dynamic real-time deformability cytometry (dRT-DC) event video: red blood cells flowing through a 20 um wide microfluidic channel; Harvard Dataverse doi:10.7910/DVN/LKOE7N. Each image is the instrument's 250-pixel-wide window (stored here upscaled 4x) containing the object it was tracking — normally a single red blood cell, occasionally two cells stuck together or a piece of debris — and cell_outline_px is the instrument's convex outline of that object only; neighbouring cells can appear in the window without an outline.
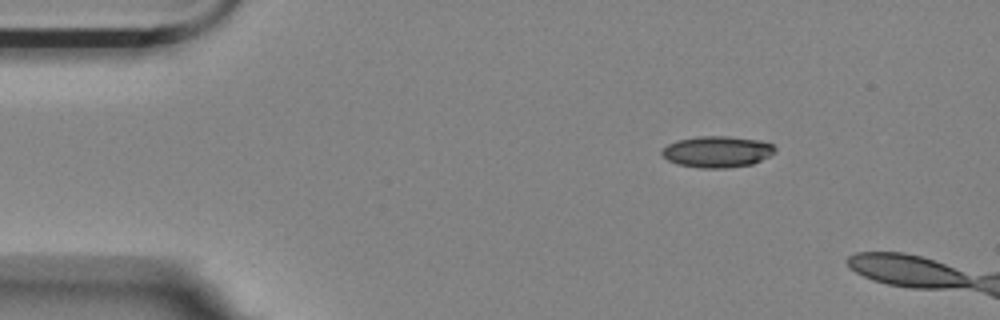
{"species": "Egyptian fruit bat (a non-hibernating species)", "species_latin": "Rousettus aegyptiacus", "temperature_condition": "room temperature", "stored_images_in_passage": 7, "camera_frame_rate_fps": 3000, "um_per_image_px": 0.085, "animal": {"sex": "female"}, "frame": {"image": 1, "passage_image": 1, "time_ms": 0.0, "image_size_px": [1000, 320], "cell_outline_px": [[776, 152], [752, 164], [728, 168], [700, 168], [676, 164], [668, 160], [660, 152], [668, 144], [676, 140], [700, 136], [728, 136], [760, 140], [772, 144], [776, 148]], "centroid_in_image_um": [60.96, 12.89], "position_along_channel_um": 24.0, "area_um2": 20.69}}